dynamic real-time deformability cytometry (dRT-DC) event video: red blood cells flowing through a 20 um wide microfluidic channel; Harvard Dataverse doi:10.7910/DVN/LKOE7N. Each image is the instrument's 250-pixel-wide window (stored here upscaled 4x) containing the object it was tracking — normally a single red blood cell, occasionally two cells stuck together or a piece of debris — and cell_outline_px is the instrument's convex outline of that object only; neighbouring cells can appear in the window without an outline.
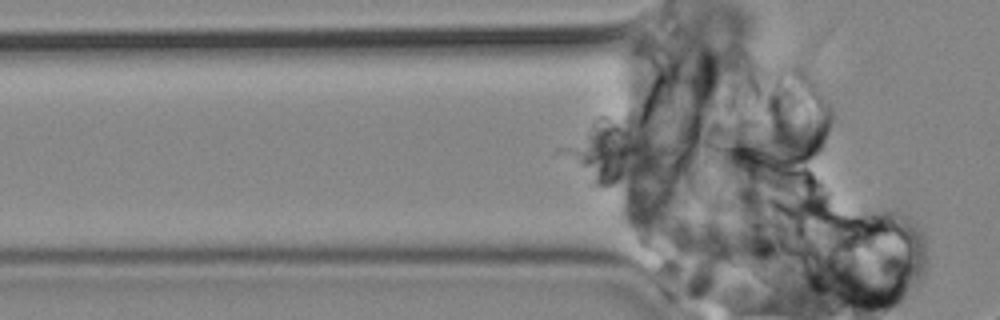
{"species": "common noctule bat (a hibernating species)", "species_latin": "Nyctalus noctula", "temperature_condition": "cold", "stored_images_in_passage": 11, "camera_frame_rate_fps": 3000, "um_per_image_px": 0.085, "animal": {"sex": "male", "body_mass_g": 19.2, "forearm_length_mm": 51.8}, "frame": {"image": 1, "passage_image": 10, "time_ms": 3.0, "image_size_px": [1000, 320], "cell_outline_px": [[692, 176], [676, 180], [624, 184], [612, 184], [592, 172], [584, 164], [580, 148], [580, 144], [588, 128], [600, 116], [604, 116], [628, 128], [668, 152]], "centroid_in_image_um": [53.26, 13.23], "position_along_channel_um": 72.5, "area_um2": 33.0}}